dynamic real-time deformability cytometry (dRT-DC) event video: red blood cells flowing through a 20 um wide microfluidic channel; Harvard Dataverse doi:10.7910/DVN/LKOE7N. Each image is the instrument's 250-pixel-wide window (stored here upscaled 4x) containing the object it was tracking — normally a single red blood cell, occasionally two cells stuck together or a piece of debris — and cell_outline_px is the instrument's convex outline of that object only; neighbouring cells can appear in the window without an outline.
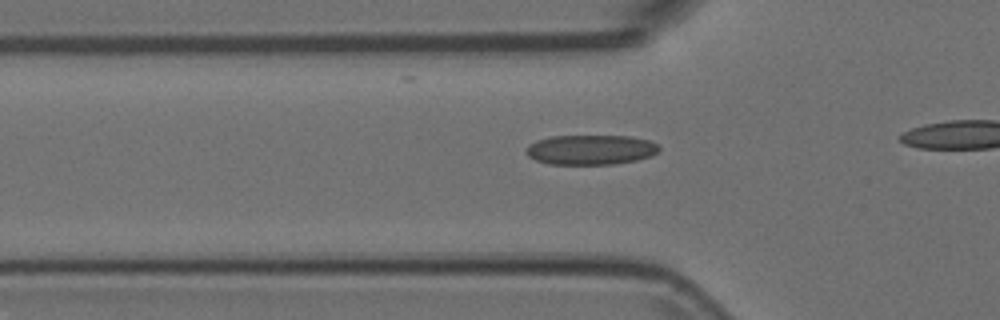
{"species": "Egyptian fruit bat (a non-hibernating species)", "species_latin": "Rousettus aegyptiacus", "temperature_condition": "room temperature", "stored_images_in_passage": 20, "camera_frame_rate_fps": 3000, "um_per_image_px": 0.085, "animal": {"sex": "female"}, "frame": {"image": 1, "passage_image": 14, "time_ms": 4.333, "image_size_px": [1000, 320], "cell_outline_px": [[660, 148], [652, 156], [636, 160], [612, 164], [548, 164], [536, 160], [528, 156], [524, 152], [528, 144], [536, 140], [552, 136], [632, 136], [648, 140], [656, 144]], "centroid_in_image_um": [50.17, 12.72], "position_along_channel_um": 75.6, "area_um2": 23.18}}
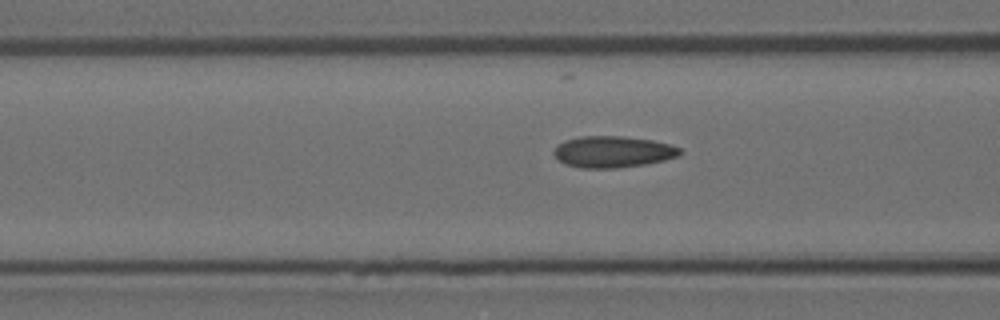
{"frame": {"image": 2, "passage_image": 17, "time_ms": 5.333, "image_size_px": [1000, 320], "cell_outline_px": [[680, 156], [664, 160], [644, 164], [616, 168], [580, 168], [564, 164], [552, 152], [556, 144], [564, 140], [580, 136], [620, 136], [652, 140], [668, 144], [680, 148]], "centroid_in_image_um": [52.04, 12.9], "position_along_channel_um": 114.6, "area_um2": 23.12}}